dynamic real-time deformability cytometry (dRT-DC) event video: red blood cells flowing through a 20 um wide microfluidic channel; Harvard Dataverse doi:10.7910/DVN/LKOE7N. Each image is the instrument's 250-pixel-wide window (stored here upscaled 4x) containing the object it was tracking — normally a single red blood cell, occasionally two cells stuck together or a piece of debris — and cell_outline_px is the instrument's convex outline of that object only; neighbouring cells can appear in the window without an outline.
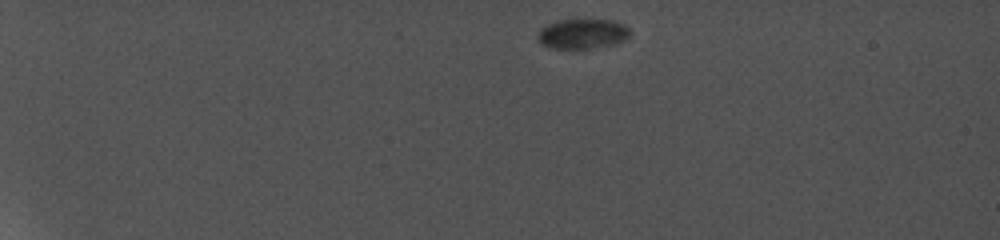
{"species": "common noctule bat (a hibernating species)", "species_latin": "Nyctalus noctula", "temperature_condition": "cold", "stored_images_in_passage": 6, "camera_frame_rate_fps": 5000, "um_per_image_px": 0.085, "animal": {"sex": "female", "body_mass_g": 19.0, "forearm_length_mm": 56.7}, "frame": {"image": 1, "passage_image": 1, "time_ms": 0.0, "image_size_px": [1000, 240], "cell_outline_px": [[628, 36], [624, 40], [616, 44], [588, 48], [552, 48], [540, 44], [536, 36], [540, 28], [556, 20], [612, 20], [624, 24], [628, 28]], "centroid_in_image_um": [49.46, 2.87], "position_along_channel_um": 35.5, "area_um2": 16.01}}
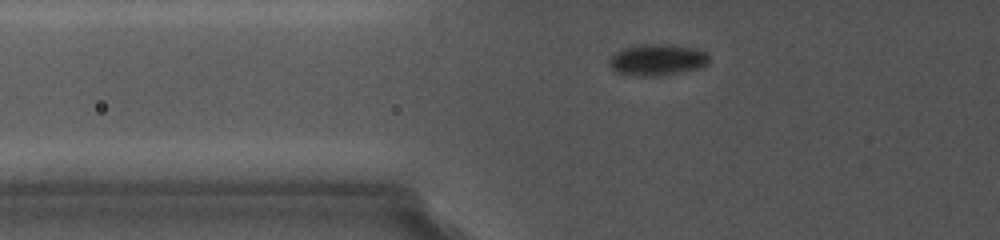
{"frame": {"image": 2, "passage_image": 5, "time_ms": 3.6, "image_size_px": [1000, 240], "cell_outline_px": [[708, 64], [704, 68], [660, 76], [640, 76], [616, 72], [608, 64], [608, 60], [616, 52], [624, 48], [644, 44], [656, 44], [696, 48], [708, 52]], "centroid_in_image_um": [55.91, 5.1], "position_along_channel_um": 69.9, "area_um2": 18.32}}